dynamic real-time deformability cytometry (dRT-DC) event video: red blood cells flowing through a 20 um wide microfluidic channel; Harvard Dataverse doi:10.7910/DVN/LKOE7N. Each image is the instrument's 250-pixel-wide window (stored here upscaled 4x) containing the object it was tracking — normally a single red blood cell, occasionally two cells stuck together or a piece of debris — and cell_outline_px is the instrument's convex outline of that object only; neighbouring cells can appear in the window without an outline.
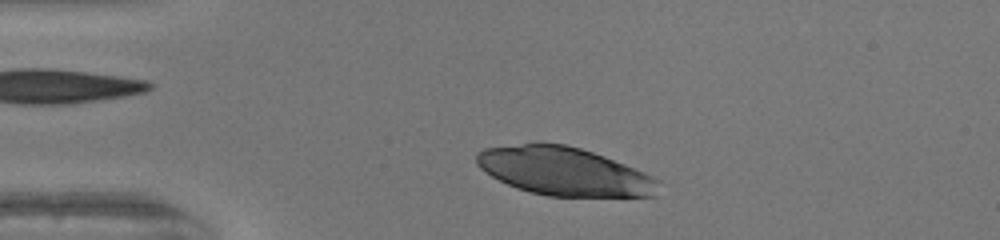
{"species": "human", "species_latin": "Homo sapiens", "temperature_condition": "warm", "stored_images_in_passage": 38, "camera_frame_rate_fps": 3000, "um_per_image_px": 0.085, "donor": {"sex": "female"}, "frame": {"image": 1, "passage_image": 4, "time_ms": 1.0, "image_size_px": [1000, 240], "cell_outline_px": [[660, 180], [656, 196], [548, 196], [528, 192], [516, 188], [484, 172], [476, 164], [476, 152], [484, 148], [524, 144], [564, 144], [580, 148], [604, 156], [644, 172]], "centroid_in_image_um": [47.94, 14.58], "position_along_channel_um": 37.1, "area_um2": 50.75}}
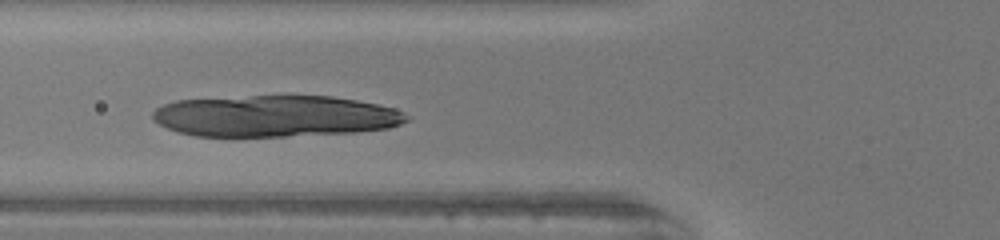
{"frame": {"image": 2, "passage_image": 12, "time_ms": 3.667, "image_size_px": [1000, 240], "cell_outline_px": [[408, 120], [400, 124], [388, 128], [356, 132], [284, 136], [196, 136], [176, 132], [152, 120], [152, 112], [156, 108], [164, 104], [176, 100], [252, 96], [332, 96], [356, 100], [376, 104], [392, 108], [404, 112], [408, 116]], "centroid_in_image_um": [23.36, 9.87], "position_along_channel_um": 102.4, "area_um2": 61.15}}